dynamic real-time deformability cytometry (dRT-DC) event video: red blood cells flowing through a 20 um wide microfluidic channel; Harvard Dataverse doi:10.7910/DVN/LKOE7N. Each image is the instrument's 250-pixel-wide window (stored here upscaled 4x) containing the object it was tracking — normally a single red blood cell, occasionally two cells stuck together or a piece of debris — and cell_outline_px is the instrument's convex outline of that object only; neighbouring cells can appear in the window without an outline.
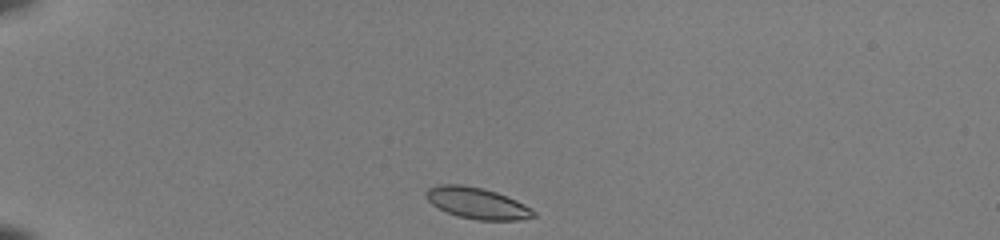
{"species": "common noctule bat (a hibernating species)", "species_latin": "Nyctalus noctula", "temperature_condition": "room temperature", "stored_images_in_passage": 38, "camera_frame_rate_fps": 3000, "um_per_image_px": 0.085, "animal": {"sex": "female", "body_mass_g": 22.0, "forearm_length_mm": 56.7}, "frame": {"image": 1, "passage_image": 1, "time_ms": 0.0, "image_size_px": [1000, 240], "cell_outline_px": [[536, 216], [520, 220], [480, 220], [460, 216], [448, 212], [432, 204], [424, 196], [428, 188], [440, 184], [464, 184], [484, 188], [496, 192], [516, 200], [524, 204], [536, 212]], "centroid_in_image_um": [40.56, 17.25], "position_along_channel_um": 44.4, "area_um2": 19.48}}
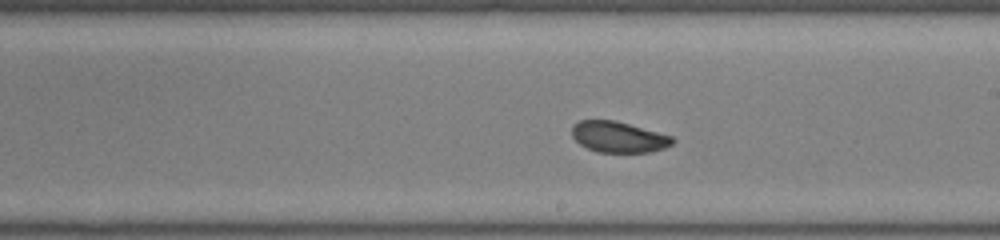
{"frame": {"image": 2, "passage_image": 19, "time_ms": 6.0, "image_size_px": [1000, 240], "cell_outline_px": [[676, 140], [672, 144], [664, 148], [652, 152], [596, 152], [580, 144], [572, 136], [572, 124], [580, 120], [616, 120], [672, 136]], "centroid_in_image_um": [52.57, 11.64], "position_along_channel_um": 236.4, "area_um2": 18.21}}
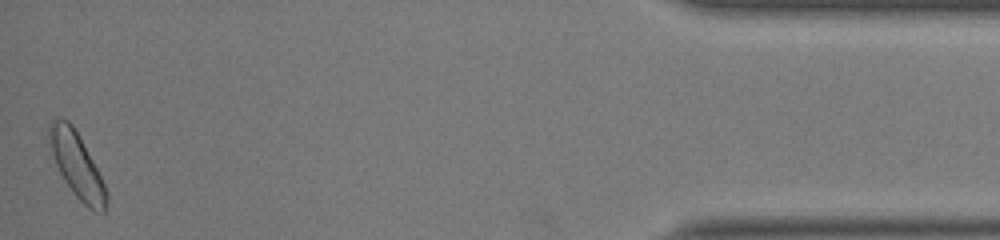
{"frame": {"image": 3, "passage_image": 38, "time_ms": 12.333, "image_size_px": [1000, 240], "cell_outline_px": [[108, 200], [104, 212], [92, 212], [72, 192], [64, 180], [56, 164], [52, 152], [48, 132], [48, 128], [56, 120], [68, 120], [72, 124], [92, 160], [108, 192]], "centroid_in_image_um": [6.57, 14.12], "position_along_channel_um": 428.6, "area_um2": 20.92}, "authors_computed_cell_mechanics": {"area_um2": 19.363, "velocity_mm_per_s": 4.0492, "shape_relaxation_time_tau1_ms": 4.9355, "shape_relaxation_time_tau2_ms": 1.352, "deformation_change_tau1": 0.1138, "deformation_change_tau2": 0.0488}}